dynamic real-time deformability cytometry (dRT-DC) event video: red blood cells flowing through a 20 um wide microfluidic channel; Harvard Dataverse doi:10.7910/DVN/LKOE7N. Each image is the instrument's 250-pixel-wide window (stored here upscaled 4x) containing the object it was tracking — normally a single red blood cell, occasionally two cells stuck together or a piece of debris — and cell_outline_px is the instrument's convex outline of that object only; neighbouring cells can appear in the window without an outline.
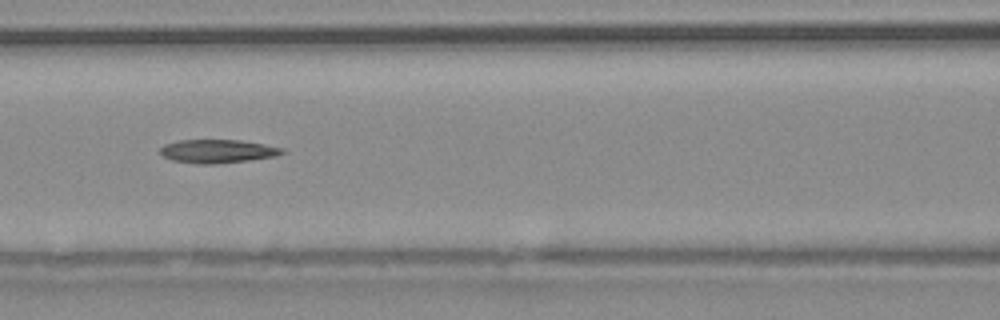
{"species": "common noctule bat (a hibernating species)", "species_latin": "Nyctalus noctula", "temperature_condition": "warm", "stored_images_in_passage": 53, "camera_frame_rate_fps": 3000, "um_per_image_px": 0.085, "animal": {"sex": "male", "body_mass_g": 20.4}, "frame": {"image": 1, "passage_image": 23, "time_ms": 7.333, "image_size_px": [1000, 320], "cell_outline_px": [[288, 152], [276, 156], [248, 160], [216, 164], [196, 164], [172, 160], [164, 156], [160, 152], [160, 148], [164, 144], [180, 140], [240, 140], [264, 144], [284, 148]], "centroid_in_image_um": [18.52, 12.85], "position_along_channel_um": 148.1, "area_um2": 16.76}}